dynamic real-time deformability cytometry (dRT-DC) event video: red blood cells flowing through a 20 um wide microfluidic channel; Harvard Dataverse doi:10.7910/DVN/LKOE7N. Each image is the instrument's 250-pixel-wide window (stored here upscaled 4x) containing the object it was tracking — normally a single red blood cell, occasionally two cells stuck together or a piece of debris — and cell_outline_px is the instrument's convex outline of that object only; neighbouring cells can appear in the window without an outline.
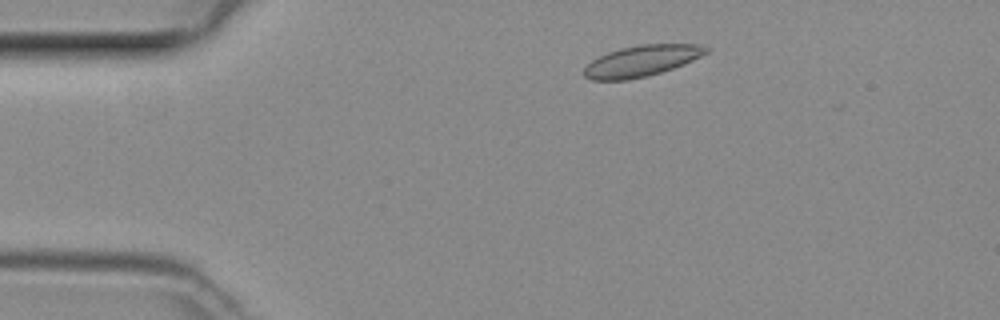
{"species": "common noctule bat (a hibernating species)", "species_latin": "Nyctalus noctula", "temperature_condition": "room temperature", "stored_images_in_passage": 10, "camera_frame_rate_fps": 3000, "um_per_image_px": 0.085, "animal": {"sex": "female", "body_mass_g": 29.2, "forearm_length_mm": 56.3}, "frame": {"image": 1, "passage_image": 1, "time_ms": 0.0, "image_size_px": [1000, 320], "cell_outline_px": [[712, 48], [708, 52], [684, 64], [660, 72], [628, 80], [588, 80], [584, 76], [584, 68], [592, 60], [608, 52], [620, 48], [640, 44], [700, 44]], "centroid_in_image_um": [54.54, 5.17], "position_along_channel_um": 30.5, "area_um2": 22.02}}
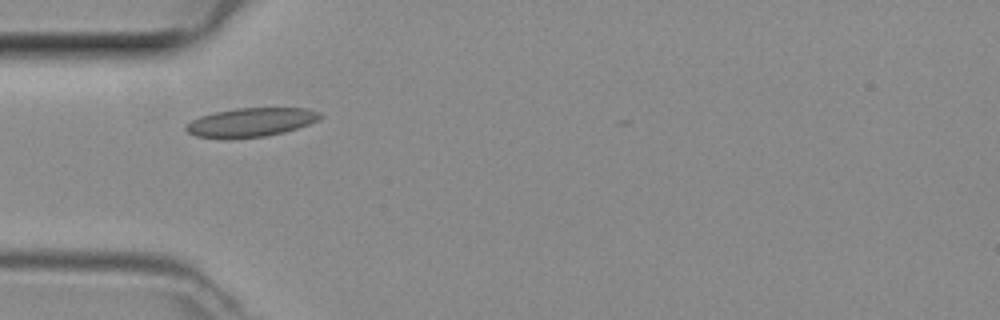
{"frame": {"image": 2, "passage_image": 7, "time_ms": 2.0, "image_size_px": [1000, 320], "cell_outline_px": [[324, 116], [308, 124], [284, 132], [264, 136], [228, 140], [196, 136], [188, 132], [184, 128], [184, 124], [200, 116], [216, 112], [236, 108], [308, 108], [320, 112]], "centroid_in_image_um": [21.28, 10.41], "position_along_channel_um": 63.7, "area_um2": 22.77}}
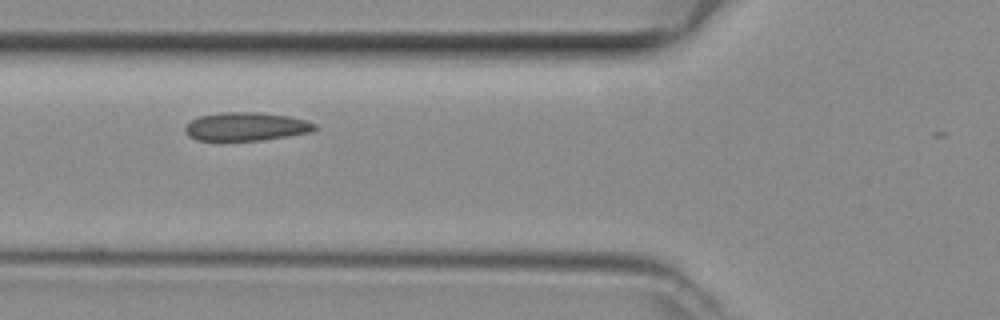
{"frame": {"image": 3, "passage_image": 10, "time_ms": 3.0, "image_size_px": [1000, 320], "cell_outline_px": [[320, 128], [312, 132], [288, 136], [260, 140], [196, 140], [188, 136], [184, 132], [184, 128], [192, 120], [200, 116], [220, 112], [260, 112], [288, 116], [308, 120], [316, 124]], "centroid_in_image_um": [20.96, 10.75], "position_along_channel_um": 104.8, "area_um2": 21.62}}